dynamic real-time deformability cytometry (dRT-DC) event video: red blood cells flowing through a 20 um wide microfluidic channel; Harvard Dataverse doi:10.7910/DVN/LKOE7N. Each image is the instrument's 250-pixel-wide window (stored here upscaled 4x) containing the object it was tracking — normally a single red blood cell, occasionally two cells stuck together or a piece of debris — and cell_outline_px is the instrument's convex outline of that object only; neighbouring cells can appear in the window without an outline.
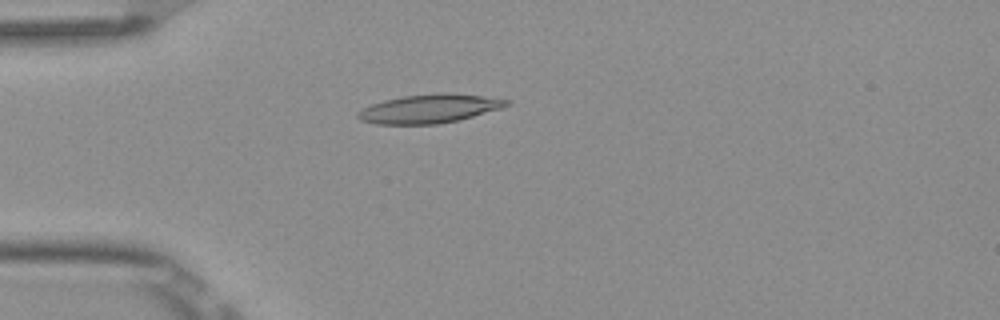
{"species": "Egyptian fruit bat (a non-hibernating species)", "species_latin": "Rousettus aegyptiacus", "temperature_condition": "room temperature", "stored_images_in_passage": 4, "camera_frame_rate_fps": 3000, "um_per_image_px": 0.085, "frame": {"image": 1, "passage_image": 4, "time_ms": 1.0, "image_size_px": [1000, 320], "cell_outline_px": [[512, 104], [500, 108], [460, 120], [436, 124], [376, 124], [360, 120], [356, 116], [356, 112], [372, 104], [384, 100], [404, 96], [440, 92], [448, 92], [512, 100]], "centroid_in_image_um": [36.5, 9.23], "position_along_channel_um": 48.5, "area_um2": 24.91}}